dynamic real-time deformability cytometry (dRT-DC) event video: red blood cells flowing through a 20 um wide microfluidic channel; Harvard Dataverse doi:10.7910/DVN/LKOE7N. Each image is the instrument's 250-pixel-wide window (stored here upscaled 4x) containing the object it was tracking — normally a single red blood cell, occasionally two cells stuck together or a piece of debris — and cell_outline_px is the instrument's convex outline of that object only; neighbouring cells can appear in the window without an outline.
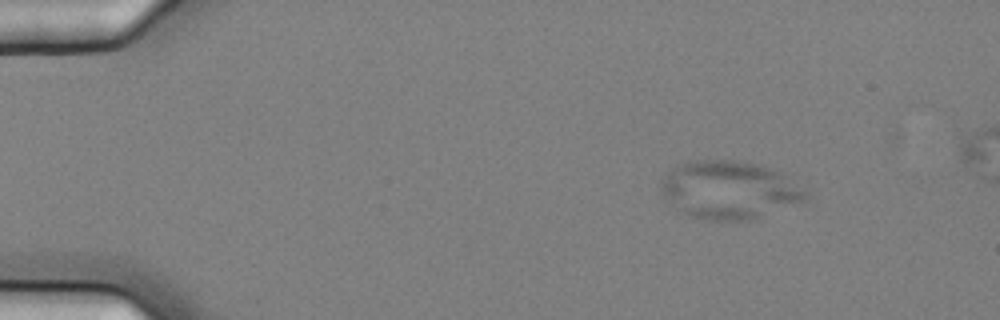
{"species": "common noctule bat (a hibernating species)", "species_latin": "Nyctalus noctula", "temperature_condition": "cold", "stored_images_in_passage": 9, "camera_frame_rate_fps": 3000, "um_per_image_px": 0.085, "animal": {"sex": "female", "body_mass_g": 25.1}, "frame": {"image": 1, "passage_image": 1, "time_ms": 0.0, "image_size_px": [1000, 320], "cell_outline_px": [[808, 196], [804, 200], [748, 220], [708, 220], [688, 216], [676, 208], [660, 196], [660, 180], [672, 168], [680, 164], [696, 160], [732, 160], [756, 164], [780, 172], [804, 192]], "centroid_in_image_um": [61.85, 16.14], "position_along_channel_um": 23.1, "area_um2": 48.09}}